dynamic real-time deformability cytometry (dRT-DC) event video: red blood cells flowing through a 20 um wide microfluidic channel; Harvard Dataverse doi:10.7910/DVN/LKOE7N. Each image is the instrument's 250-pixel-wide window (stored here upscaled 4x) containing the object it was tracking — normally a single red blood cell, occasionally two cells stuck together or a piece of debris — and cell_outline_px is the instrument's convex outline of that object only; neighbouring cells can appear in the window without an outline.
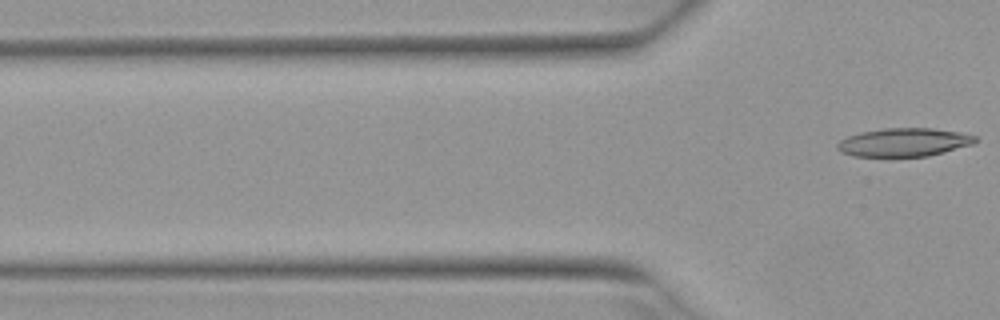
{"species": "Egyptian fruit bat (a non-hibernating species)", "species_latin": "Rousettus aegyptiacus", "temperature_condition": "warm", "stored_images_in_passage": 7, "segment_of_instrument_passage": [2, 2], "camera_frame_rate_fps": 3000, "um_per_image_px": 0.085, "animal": {"sex": "female"}, "frame": {"image": 1, "passage_image": 7, "time_ms": 2.0, "image_size_px": [1000, 320], "cell_outline_px": [[980, 140], [972, 144], [928, 156], [852, 156], [840, 152], [836, 148], [836, 144], [840, 140], [848, 136], [860, 132], [884, 128], [932, 128], [956, 132], [976, 136]], "centroid_in_image_um": [76.79, 12.09], "position_along_channel_um": 49.0, "area_um2": 22.72}}